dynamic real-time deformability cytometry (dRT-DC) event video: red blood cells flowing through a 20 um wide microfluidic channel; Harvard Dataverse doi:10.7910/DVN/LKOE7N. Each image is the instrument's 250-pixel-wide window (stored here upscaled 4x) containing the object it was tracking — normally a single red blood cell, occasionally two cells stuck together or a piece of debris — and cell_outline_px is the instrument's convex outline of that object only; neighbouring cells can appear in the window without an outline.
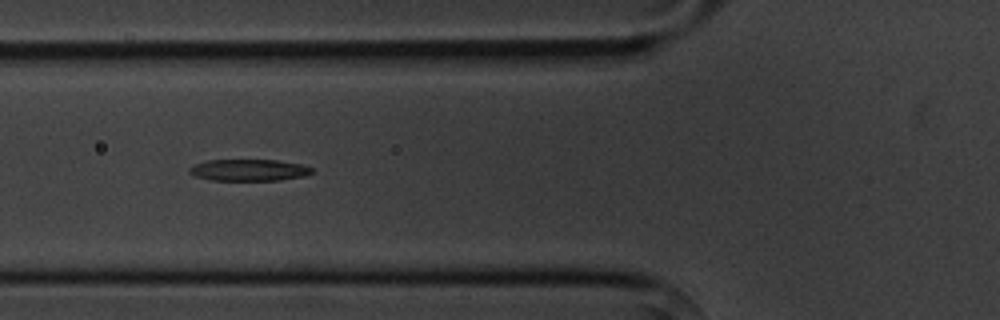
{"species": "common noctule bat (a hibernating species)", "species_latin": "Nyctalus noctula", "temperature_condition": "cold", "stored_images_in_passage": 14, "camera_frame_rate_fps": 3000, "um_per_image_px": 0.085, "animal": {"sex": "male", "body_mass_g": 20.1, "forearm_length_mm": 53.5}, "frame": {"image": 1, "passage_image": 5, "time_ms": 5.333, "image_size_px": [1000, 320], "cell_outline_px": [[312, 172], [304, 176], [280, 180], [212, 180], [196, 176], [188, 172], [188, 168], [196, 164], [208, 160], [276, 160], [300, 164], [312, 168]], "centroid_in_image_um": [21.14, 14.45], "position_along_channel_um": 104.7, "area_um2": 15.26}}
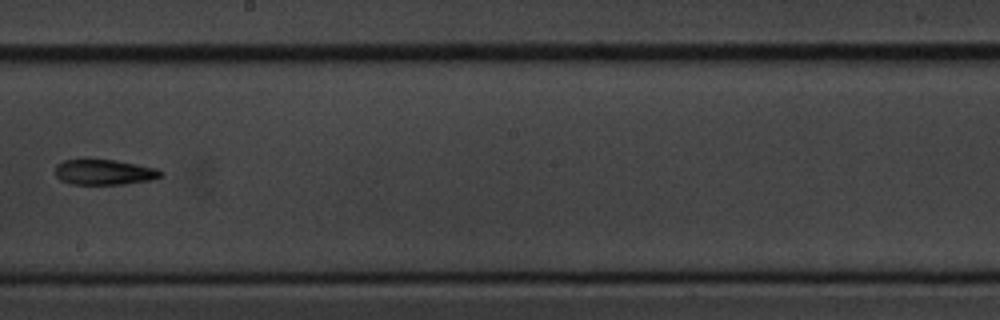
{"frame": {"image": 2, "passage_image": 8, "time_ms": 9.0, "image_size_px": [1000, 320], "cell_outline_px": [[164, 172], [160, 176], [152, 180], [124, 184], [68, 184], [60, 180], [56, 176], [56, 164], [64, 160], [116, 160], [156, 168]], "centroid_in_image_um": [8.85, 14.64], "position_along_channel_um": 239.3, "area_um2": 15.55}}
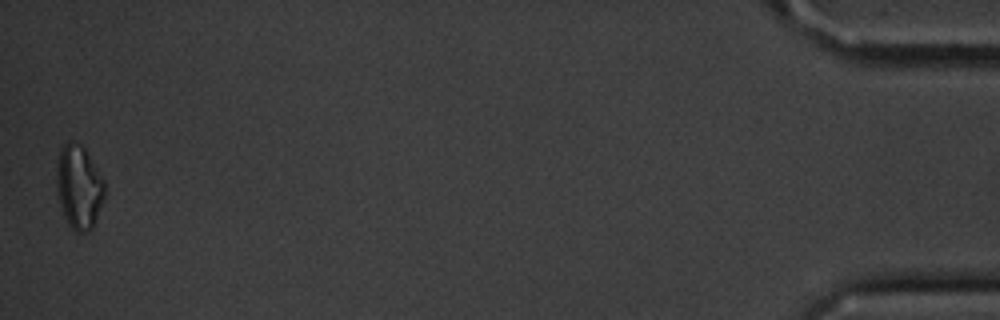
{"frame": {"image": 3, "passage_image": 14, "time_ms": 16.667, "image_size_px": [1000, 320], "cell_outline_px": [[104, 200], [92, 228], [88, 232], [76, 232], [68, 224], [64, 216], [60, 204], [56, 184], [56, 164], [60, 144], [68, 140], [72, 140], [80, 144], [84, 148], [104, 180]], "centroid_in_image_um": [6.68, 15.85], "position_along_channel_um": 428.5, "area_um2": 23.7}}